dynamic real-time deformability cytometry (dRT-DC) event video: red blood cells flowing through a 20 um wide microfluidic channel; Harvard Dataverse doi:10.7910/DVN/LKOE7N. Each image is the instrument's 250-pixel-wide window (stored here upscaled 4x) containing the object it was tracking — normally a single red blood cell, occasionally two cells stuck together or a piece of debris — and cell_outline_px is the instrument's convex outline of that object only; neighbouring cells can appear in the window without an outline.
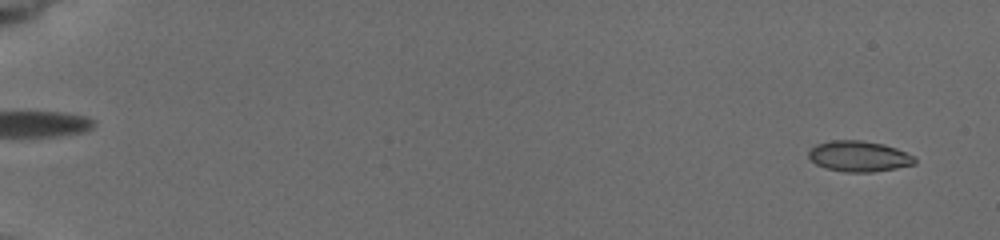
{"species": "common noctule bat (a hibernating species)", "species_latin": "Nyctalus noctula", "temperature_condition": "cold", "stored_images_in_passage": 82, "camera_frame_rate_fps": 3000, "um_per_image_px": 0.085, "animal": {"sex": "female", "body_mass_g": 19.5, "forearm_length_mm": 54.1}, "frame": {"image": 1, "passage_image": 5, "time_ms": 0.667, "image_size_px": [1000, 240], "cell_outline_px": [[916, 164], [896, 168], [872, 172], [844, 172], [824, 168], [816, 164], [808, 156], [808, 152], [816, 144], [828, 140], [860, 140], [884, 144], [896, 148], [916, 156]], "centroid_in_image_um": [73.02, 13.28], "position_along_channel_um": 12.0, "area_um2": 19.19}}
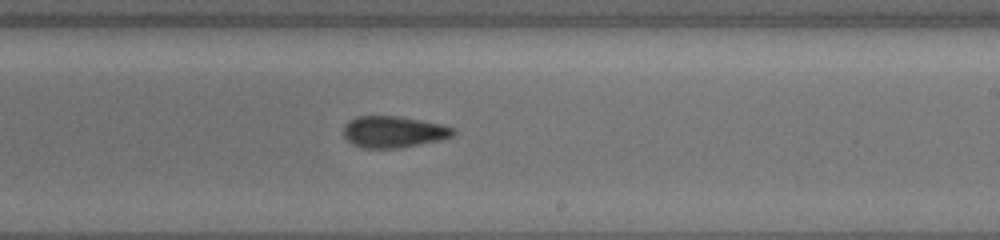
{"frame": {"image": 2, "passage_image": 54, "time_ms": 11.667, "image_size_px": [1000, 240], "cell_outline_px": [[456, 132], [452, 136], [440, 140], [400, 148], [360, 148], [352, 144], [344, 136], [344, 124], [348, 120], [356, 116], [396, 116], [420, 120], [452, 128]], "centroid_in_image_um": [33.38, 11.21], "position_along_channel_um": 255.6, "area_um2": 20.0}}
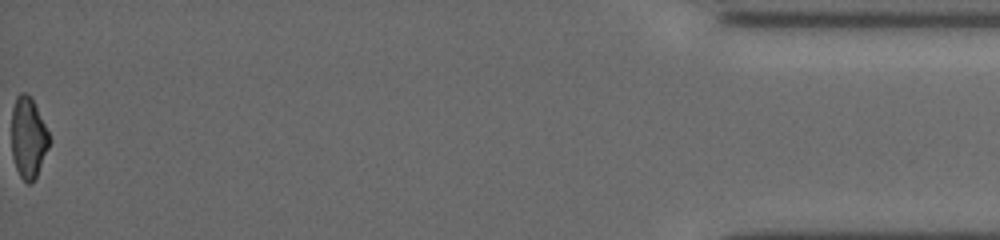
{"frame": {"image": 3, "passage_image": 82, "time_ms": 18.333, "image_size_px": [1000, 240], "cell_outline_px": [[52, 140], [36, 176], [32, 184], [28, 184], [20, 176], [16, 168], [12, 156], [12, 108], [16, 96], [20, 92], [28, 92], [32, 96]], "centroid_in_image_um": [2.41, 11.66], "position_along_channel_um": 432.8, "area_um2": 18.09}, "authors_computed_cell_mechanics": {"area_um2": 19.074, "velocity_mm_per_s": 3.8733, "shape_relaxation_time_tau1_ms": 3.7818, "shape_relaxation_time_tau2_ms": 6.1214, "deformation_change_tau1": 0.1048, "deformation_change_tau2": 0.1441}}